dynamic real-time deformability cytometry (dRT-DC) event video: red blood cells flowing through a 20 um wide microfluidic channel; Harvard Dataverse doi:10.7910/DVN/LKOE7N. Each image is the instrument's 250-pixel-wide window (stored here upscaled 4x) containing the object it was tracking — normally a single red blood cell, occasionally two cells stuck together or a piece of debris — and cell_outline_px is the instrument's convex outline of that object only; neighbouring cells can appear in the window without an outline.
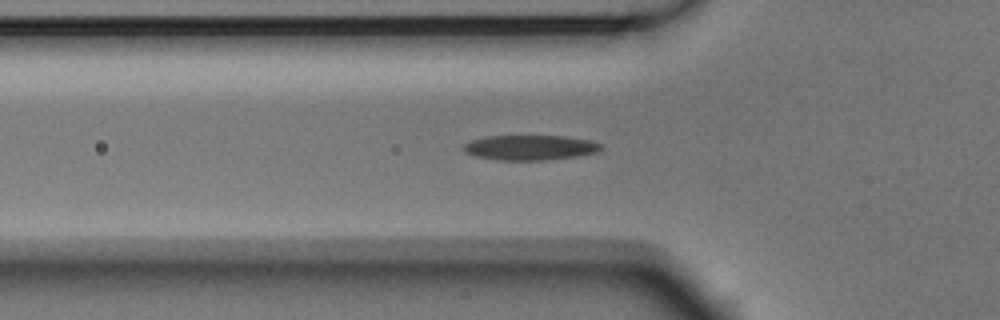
{"species": "Egyptian fruit bat (a non-hibernating species)", "species_latin": "Rousettus aegyptiacus", "temperature_condition": "room temperature", "stored_images_in_passage": 39, "camera_frame_rate_fps": 3000, "um_per_image_px": 0.085, "animal": {"sex": "male"}, "frame": {"image": 1, "passage_image": 6, "time_ms": 1.667, "image_size_px": [1000, 320], "cell_outline_px": [[604, 148], [596, 152], [576, 156], [544, 160], [496, 160], [476, 156], [464, 152], [464, 144], [472, 140], [484, 136], [564, 136], [588, 140], [600, 144]], "centroid_in_image_um": [45.03, 12.54], "position_along_channel_um": 80.8, "area_um2": 19.88}}
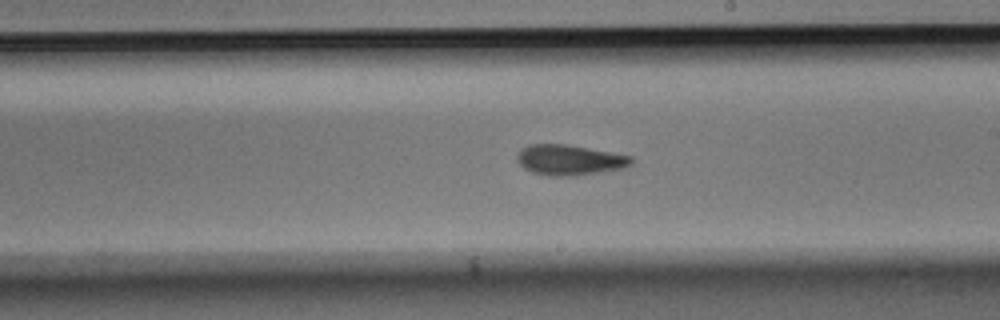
{"frame": {"image": 2, "passage_image": 19, "time_ms": 6.0, "image_size_px": [1000, 320], "cell_outline_px": [[632, 164], [624, 168], [600, 172], [572, 176], [548, 176], [532, 172], [524, 168], [516, 160], [516, 156], [520, 148], [528, 144], [564, 144], [588, 148], [632, 156]], "centroid_in_image_um": [48.37, 13.6], "position_along_channel_um": 240.6, "area_um2": 20.29}}
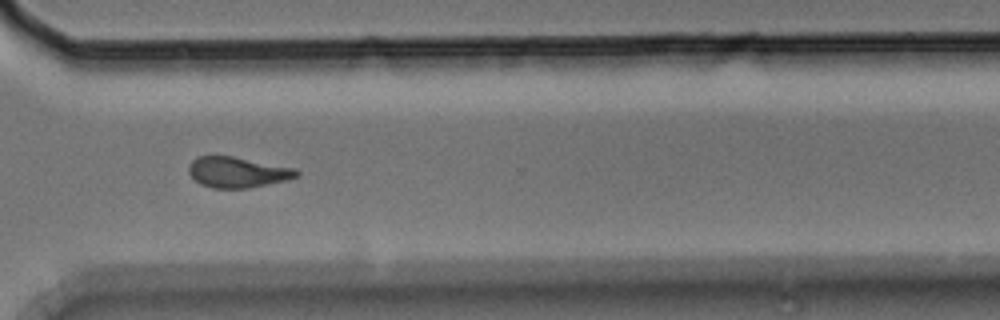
{"frame": {"image": 3, "passage_image": 28, "time_ms": 9.0, "image_size_px": [1000, 320], "cell_outline_px": [[300, 176], [288, 180], [248, 188], [212, 188], [200, 184], [188, 172], [188, 164], [196, 156], [232, 156], [292, 168], [300, 172]], "centroid_in_image_um": [20.16, 14.64], "position_along_channel_um": 350.4, "area_um2": 19.19}, "authors_computed_cell_mechanics": {"area_um2": 19.5364, "velocity_mm_per_s": 3.6698, "shape_relaxation_time_tau1_ms": 4.3231, "shape_relaxation_time_tau2_ms": 4.7442, "deformation_change_tau1": 0.1527, "deformation_change_tau2": 0.1387}}